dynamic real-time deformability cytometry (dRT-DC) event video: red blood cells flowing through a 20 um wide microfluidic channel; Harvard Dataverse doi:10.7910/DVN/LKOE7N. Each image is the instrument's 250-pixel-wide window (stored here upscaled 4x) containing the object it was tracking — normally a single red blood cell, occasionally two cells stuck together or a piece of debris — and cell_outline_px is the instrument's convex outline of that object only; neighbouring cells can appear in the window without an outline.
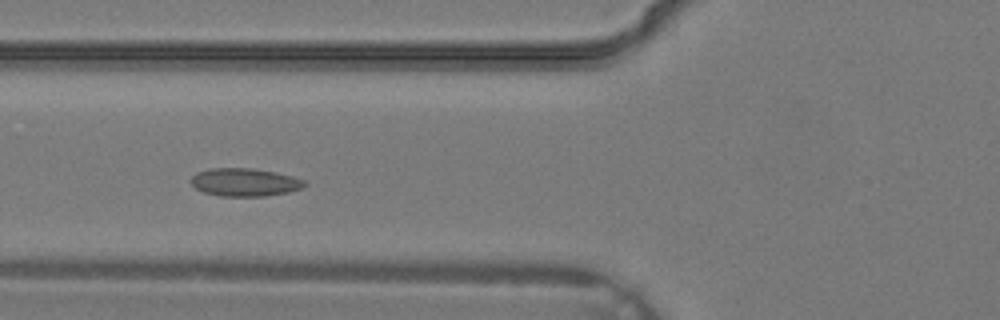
{"species": "common noctule bat (a hibernating species)", "species_latin": "Nyctalus noctula", "temperature_condition": "warm", "stored_images_in_passage": 21, "camera_frame_rate_fps": 3000, "um_per_image_px": 0.085, "animal": {"sex": "male", "body_mass_g": 19.2, "forearm_length_mm": 51.8}, "frame": {"image": 1, "passage_image": 3, "time_ms": 0.667, "image_size_px": [1000, 320], "cell_outline_px": [[308, 184], [300, 188], [288, 192], [264, 196], [220, 196], [204, 192], [196, 188], [188, 180], [196, 172], [208, 168], [252, 168], [276, 172], [292, 176], [304, 180]], "centroid_in_image_um": [20.77, 15.48], "position_along_channel_um": 105.0, "area_um2": 18.61}}
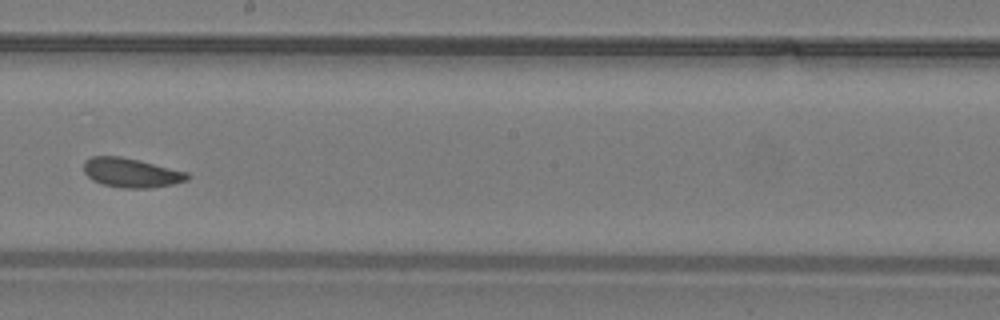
{"frame": {"image": 2, "passage_image": 10, "time_ms": 3.0, "image_size_px": [1000, 320], "cell_outline_px": [[192, 176], [188, 180], [172, 184], [152, 188], [120, 188], [100, 184], [92, 180], [84, 172], [84, 160], [92, 156], [120, 156], [140, 160], [188, 172]], "centroid_in_image_um": [11.16, 14.69], "position_along_channel_um": 237.0, "area_um2": 17.98}}
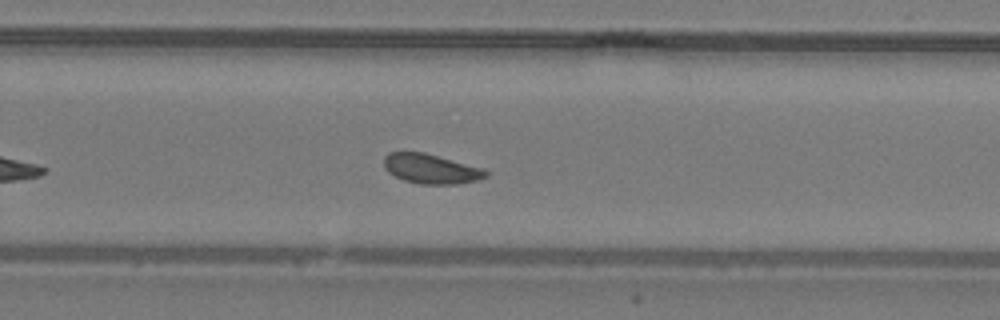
{"frame": {"image": 3, "passage_image": 13, "time_ms": 4.0, "image_size_px": [1000, 320], "cell_outline_px": [[488, 176], [476, 180], [456, 184], [420, 184], [404, 180], [388, 172], [384, 168], [384, 156], [388, 152], [424, 152], [484, 168], [488, 172]], "centroid_in_image_um": [36.63, 14.34], "position_along_channel_um": 293.2, "area_um2": 17.63}}